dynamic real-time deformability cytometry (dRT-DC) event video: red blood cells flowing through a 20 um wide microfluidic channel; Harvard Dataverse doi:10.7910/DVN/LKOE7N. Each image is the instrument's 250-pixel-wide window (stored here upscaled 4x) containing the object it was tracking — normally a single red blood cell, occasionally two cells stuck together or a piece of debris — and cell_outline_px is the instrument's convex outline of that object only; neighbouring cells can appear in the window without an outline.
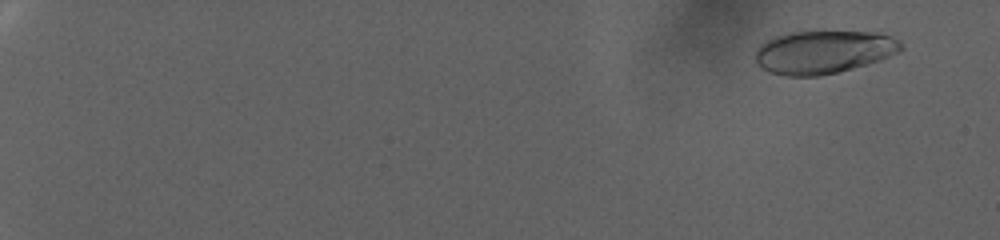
{"species": "human", "species_latin": "Homo sapiens", "temperature_condition": "warm", "stored_images_in_passage": 64, "camera_frame_rate_fps": 3000, "um_per_image_px": 0.085, "donor": {"sex": "female"}, "frame": {"image": 1, "passage_image": 3, "time_ms": 0.667, "image_size_px": [1000, 240], "cell_outline_px": [[904, 48], [900, 52], [880, 60], [868, 64], [820, 76], [784, 76], [768, 72], [760, 68], [756, 64], [756, 48], [760, 44], [776, 36], [792, 32], [880, 32], [892, 36], [900, 40], [904, 44]], "centroid_in_image_um": [70.03, 4.43], "position_along_channel_um": 15.0, "area_um2": 36.88}}
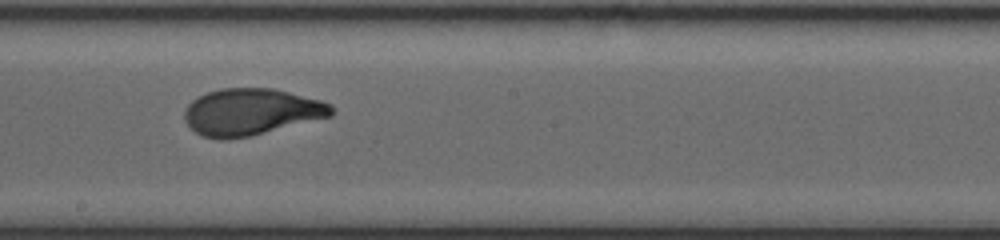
{"frame": {"image": 2, "passage_image": 36, "time_ms": 11.667, "image_size_px": [1000, 240], "cell_outline_px": [[332, 116], [248, 136], [200, 136], [184, 120], [184, 112], [188, 104], [192, 100], [208, 92], [220, 88], [272, 88], [320, 100], [332, 104]], "centroid_in_image_um": [21.36, 9.47], "position_along_channel_um": 226.8, "area_um2": 38.96}}
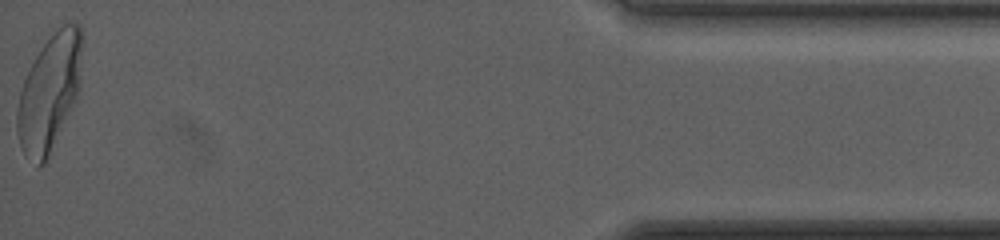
{"frame": {"image": 3, "passage_image": 64, "time_ms": 21.0, "image_size_px": [1000, 240], "cell_outline_px": [[84, 36], [80, 84], [76, 96], [48, 156], [44, 164], [36, 164], [24, 156], [16, 132], [16, 108], [20, 92], [24, 80], [36, 56], [44, 44], [56, 28], [64, 24], [76, 20], [80, 24], [84, 32]], "centroid_in_image_um": [4.22, 7.77], "position_along_channel_um": 431.0, "area_um2": 43.99}, "authors_computed_cell_mechanics": {"area_um2": 39.4485, "velocity_mm_per_s": 2.6064, "shape_relaxation_time_tau1_ms": 5.0298, "shape_relaxation_time_tau2_ms": null, "deformation_change_tau1": 0.2197, "deformation_change_tau2": null}}